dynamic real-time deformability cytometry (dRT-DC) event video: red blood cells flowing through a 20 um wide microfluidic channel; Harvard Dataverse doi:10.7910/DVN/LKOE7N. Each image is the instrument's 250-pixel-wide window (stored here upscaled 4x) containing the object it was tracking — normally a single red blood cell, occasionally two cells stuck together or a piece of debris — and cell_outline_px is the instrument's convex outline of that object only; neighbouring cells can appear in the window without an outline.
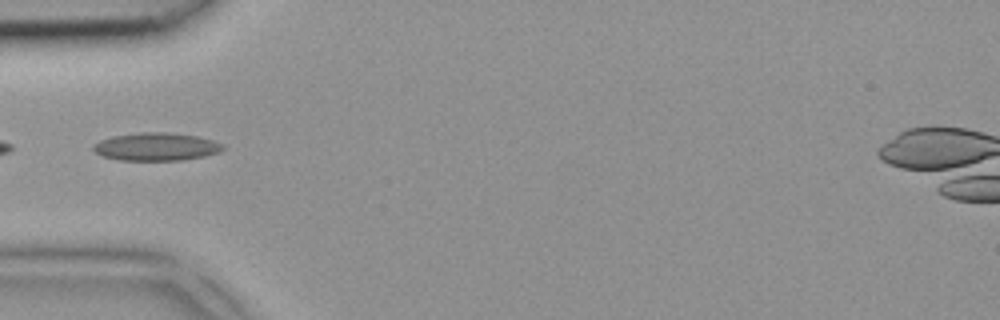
{"species": "common noctule bat (a hibernating species)", "species_latin": "Nyctalus noctula", "temperature_condition": "room temperature", "stored_images_in_passage": 5, "camera_frame_rate_fps": 3000, "um_per_image_px": 0.085, "animal": {"sex": "female", "body_mass_g": 18.4}, "frame": {"image": 1, "passage_image": 4, "time_ms": 1.0, "image_size_px": [1000, 320], "cell_outline_px": [[224, 148], [220, 152], [204, 156], [180, 160], [120, 160], [104, 156], [96, 152], [92, 148], [92, 144], [100, 140], [112, 136], [140, 132], [168, 132], [196, 136], [212, 140], [224, 144]], "centroid_in_image_um": [13.28, 12.46], "position_along_channel_um": 71.7, "area_um2": 21.04}}